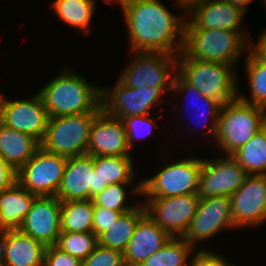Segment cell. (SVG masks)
<instances>
[{
    "label": "cell",
    "instance_id": "cell-13",
    "mask_svg": "<svg viewBox=\"0 0 266 266\" xmlns=\"http://www.w3.org/2000/svg\"><path fill=\"white\" fill-rule=\"evenodd\" d=\"M161 88H129L117 82L114 89H102V109L117 119L144 116L162 98ZM110 94V95H109Z\"/></svg>",
    "mask_w": 266,
    "mask_h": 266
},
{
    "label": "cell",
    "instance_id": "cell-31",
    "mask_svg": "<svg viewBox=\"0 0 266 266\" xmlns=\"http://www.w3.org/2000/svg\"><path fill=\"white\" fill-rule=\"evenodd\" d=\"M98 245V237L93 232H61L56 246L62 251L83 261Z\"/></svg>",
    "mask_w": 266,
    "mask_h": 266
},
{
    "label": "cell",
    "instance_id": "cell-10",
    "mask_svg": "<svg viewBox=\"0 0 266 266\" xmlns=\"http://www.w3.org/2000/svg\"><path fill=\"white\" fill-rule=\"evenodd\" d=\"M198 193L165 198H148L146 214L171 237H183L196 214Z\"/></svg>",
    "mask_w": 266,
    "mask_h": 266
},
{
    "label": "cell",
    "instance_id": "cell-17",
    "mask_svg": "<svg viewBox=\"0 0 266 266\" xmlns=\"http://www.w3.org/2000/svg\"><path fill=\"white\" fill-rule=\"evenodd\" d=\"M99 192L93 156L78 155L67 159L56 197L62 201L88 200Z\"/></svg>",
    "mask_w": 266,
    "mask_h": 266
},
{
    "label": "cell",
    "instance_id": "cell-40",
    "mask_svg": "<svg viewBox=\"0 0 266 266\" xmlns=\"http://www.w3.org/2000/svg\"><path fill=\"white\" fill-rule=\"evenodd\" d=\"M249 51H251L259 60L266 63V32L260 36L257 45L255 44L253 48L250 46Z\"/></svg>",
    "mask_w": 266,
    "mask_h": 266
},
{
    "label": "cell",
    "instance_id": "cell-35",
    "mask_svg": "<svg viewBox=\"0 0 266 266\" xmlns=\"http://www.w3.org/2000/svg\"><path fill=\"white\" fill-rule=\"evenodd\" d=\"M121 120L123 121L125 127L127 141L130 149L132 148L134 141L133 138L139 139L148 136L156 123V120L150 119L148 115L124 117Z\"/></svg>",
    "mask_w": 266,
    "mask_h": 266
},
{
    "label": "cell",
    "instance_id": "cell-45",
    "mask_svg": "<svg viewBox=\"0 0 266 266\" xmlns=\"http://www.w3.org/2000/svg\"><path fill=\"white\" fill-rule=\"evenodd\" d=\"M0 266H5V262L2 257H0Z\"/></svg>",
    "mask_w": 266,
    "mask_h": 266
},
{
    "label": "cell",
    "instance_id": "cell-39",
    "mask_svg": "<svg viewBox=\"0 0 266 266\" xmlns=\"http://www.w3.org/2000/svg\"><path fill=\"white\" fill-rule=\"evenodd\" d=\"M17 182V171L0 155V192Z\"/></svg>",
    "mask_w": 266,
    "mask_h": 266
},
{
    "label": "cell",
    "instance_id": "cell-20",
    "mask_svg": "<svg viewBox=\"0 0 266 266\" xmlns=\"http://www.w3.org/2000/svg\"><path fill=\"white\" fill-rule=\"evenodd\" d=\"M172 237L145 214L138 222L127 249L123 253L125 266H140L145 259L160 250Z\"/></svg>",
    "mask_w": 266,
    "mask_h": 266
},
{
    "label": "cell",
    "instance_id": "cell-12",
    "mask_svg": "<svg viewBox=\"0 0 266 266\" xmlns=\"http://www.w3.org/2000/svg\"><path fill=\"white\" fill-rule=\"evenodd\" d=\"M249 174L231 156L214 161L203 159L199 177L198 195L200 198L228 196L236 192L246 181Z\"/></svg>",
    "mask_w": 266,
    "mask_h": 266
},
{
    "label": "cell",
    "instance_id": "cell-38",
    "mask_svg": "<svg viewBox=\"0 0 266 266\" xmlns=\"http://www.w3.org/2000/svg\"><path fill=\"white\" fill-rule=\"evenodd\" d=\"M188 262L189 266H234L228 264L220 255L206 250H200Z\"/></svg>",
    "mask_w": 266,
    "mask_h": 266
},
{
    "label": "cell",
    "instance_id": "cell-36",
    "mask_svg": "<svg viewBox=\"0 0 266 266\" xmlns=\"http://www.w3.org/2000/svg\"><path fill=\"white\" fill-rule=\"evenodd\" d=\"M122 213L94 205L93 210V233L99 237L117 221Z\"/></svg>",
    "mask_w": 266,
    "mask_h": 266
},
{
    "label": "cell",
    "instance_id": "cell-3",
    "mask_svg": "<svg viewBox=\"0 0 266 266\" xmlns=\"http://www.w3.org/2000/svg\"><path fill=\"white\" fill-rule=\"evenodd\" d=\"M266 125V109L239 97L221 106L216 140L227 155H232Z\"/></svg>",
    "mask_w": 266,
    "mask_h": 266
},
{
    "label": "cell",
    "instance_id": "cell-9",
    "mask_svg": "<svg viewBox=\"0 0 266 266\" xmlns=\"http://www.w3.org/2000/svg\"><path fill=\"white\" fill-rule=\"evenodd\" d=\"M139 53L128 68H125L119 81L129 88L155 87L164 91L168 85V89L172 90L175 74L170 69L173 66L176 68V56L164 53Z\"/></svg>",
    "mask_w": 266,
    "mask_h": 266
},
{
    "label": "cell",
    "instance_id": "cell-29",
    "mask_svg": "<svg viewBox=\"0 0 266 266\" xmlns=\"http://www.w3.org/2000/svg\"><path fill=\"white\" fill-rule=\"evenodd\" d=\"M192 248L183 237H172L140 266H185Z\"/></svg>",
    "mask_w": 266,
    "mask_h": 266
},
{
    "label": "cell",
    "instance_id": "cell-44",
    "mask_svg": "<svg viewBox=\"0 0 266 266\" xmlns=\"http://www.w3.org/2000/svg\"><path fill=\"white\" fill-rule=\"evenodd\" d=\"M118 1V3L121 5V9L124 11L128 5L130 4L131 0H115ZM104 2H107L106 4L113 2V0H104Z\"/></svg>",
    "mask_w": 266,
    "mask_h": 266
},
{
    "label": "cell",
    "instance_id": "cell-32",
    "mask_svg": "<svg viewBox=\"0 0 266 266\" xmlns=\"http://www.w3.org/2000/svg\"><path fill=\"white\" fill-rule=\"evenodd\" d=\"M172 91L175 92H182L187 91L189 92L188 95H194L193 97L196 99H199L201 103H203L206 108L203 110V113L209 114L211 117L210 119L213 120L211 124V128H209V132L216 138V131H217V122L219 117V112L221 109V105L216 102L215 100H212L211 98L205 97L197 88H195L192 84L188 83L179 73L178 71L174 75L173 80V86ZM200 110V107L197 108V111ZM207 116L205 117V120H207Z\"/></svg>",
    "mask_w": 266,
    "mask_h": 266
},
{
    "label": "cell",
    "instance_id": "cell-26",
    "mask_svg": "<svg viewBox=\"0 0 266 266\" xmlns=\"http://www.w3.org/2000/svg\"><path fill=\"white\" fill-rule=\"evenodd\" d=\"M231 156L249 175H266V125Z\"/></svg>",
    "mask_w": 266,
    "mask_h": 266
},
{
    "label": "cell",
    "instance_id": "cell-25",
    "mask_svg": "<svg viewBox=\"0 0 266 266\" xmlns=\"http://www.w3.org/2000/svg\"><path fill=\"white\" fill-rule=\"evenodd\" d=\"M145 214V205L121 214L117 221L98 237V244L124 253L139 220Z\"/></svg>",
    "mask_w": 266,
    "mask_h": 266
},
{
    "label": "cell",
    "instance_id": "cell-18",
    "mask_svg": "<svg viewBox=\"0 0 266 266\" xmlns=\"http://www.w3.org/2000/svg\"><path fill=\"white\" fill-rule=\"evenodd\" d=\"M186 11L192 14L193 18L191 21L185 22L184 29H227L233 31H240L238 27H240L246 12L227 0H200L192 4Z\"/></svg>",
    "mask_w": 266,
    "mask_h": 266
},
{
    "label": "cell",
    "instance_id": "cell-4",
    "mask_svg": "<svg viewBox=\"0 0 266 266\" xmlns=\"http://www.w3.org/2000/svg\"><path fill=\"white\" fill-rule=\"evenodd\" d=\"M244 34L227 29H184L181 52L187 58L233 65L242 49L249 48L244 45Z\"/></svg>",
    "mask_w": 266,
    "mask_h": 266
},
{
    "label": "cell",
    "instance_id": "cell-21",
    "mask_svg": "<svg viewBox=\"0 0 266 266\" xmlns=\"http://www.w3.org/2000/svg\"><path fill=\"white\" fill-rule=\"evenodd\" d=\"M46 246L16 230H7L3 260L5 266H44Z\"/></svg>",
    "mask_w": 266,
    "mask_h": 266
},
{
    "label": "cell",
    "instance_id": "cell-33",
    "mask_svg": "<svg viewBox=\"0 0 266 266\" xmlns=\"http://www.w3.org/2000/svg\"><path fill=\"white\" fill-rule=\"evenodd\" d=\"M128 184H113L108 185L104 190L99 191L93 198V203L96 206H102L104 208L126 213L135 208L126 206V188ZM125 205V206H124Z\"/></svg>",
    "mask_w": 266,
    "mask_h": 266
},
{
    "label": "cell",
    "instance_id": "cell-42",
    "mask_svg": "<svg viewBox=\"0 0 266 266\" xmlns=\"http://www.w3.org/2000/svg\"><path fill=\"white\" fill-rule=\"evenodd\" d=\"M179 7H181V9L183 8L185 10V13H186V10L194 3L196 2H199L200 0H176Z\"/></svg>",
    "mask_w": 266,
    "mask_h": 266
},
{
    "label": "cell",
    "instance_id": "cell-16",
    "mask_svg": "<svg viewBox=\"0 0 266 266\" xmlns=\"http://www.w3.org/2000/svg\"><path fill=\"white\" fill-rule=\"evenodd\" d=\"M233 223L255 226L266 220V175H249L231 196Z\"/></svg>",
    "mask_w": 266,
    "mask_h": 266
},
{
    "label": "cell",
    "instance_id": "cell-5",
    "mask_svg": "<svg viewBox=\"0 0 266 266\" xmlns=\"http://www.w3.org/2000/svg\"><path fill=\"white\" fill-rule=\"evenodd\" d=\"M178 55V73L205 97L221 106L238 97L233 65L187 58L182 52Z\"/></svg>",
    "mask_w": 266,
    "mask_h": 266
},
{
    "label": "cell",
    "instance_id": "cell-15",
    "mask_svg": "<svg viewBox=\"0 0 266 266\" xmlns=\"http://www.w3.org/2000/svg\"><path fill=\"white\" fill-rule=\"evenodd\" d=\"M18 230L46 247L56 245L62 232L61 201L56 196H38Z\"/></svg>",
    "mask_w": 266,
    "mask_h": 266
},
{
    "label": "cell",
    "instance_id": "cell-14",
    "mask_svg": "<svg viewBox=\"0 0 266 266\" xmlns=\"http://www.w3.org/2000/svg\"><path fill=\"white\" fill-rule=\"evenodd\" d=\"M224 227H236L233 223L230 197L200 198L196 214L183 238L193 246L195 241L212 238L221 229H225Z\"/></svg>",
    "mask_w": 266,
    "mask_h": 266
},
{
    "label": "cell",
    "instance_id": "cell-30",
    "mask_svg": "<svg viewBox=\"0 0 266 266\" xmlns=\"http://www.w3.org/2000/svg\"><path fill=\"white\" fill-rule=\"evenodd\" d=\"M246 71L249 80L251 99H246L244 95L238 97L255 106L266 109V63L259 60L251 51L246 60Z\"/></svg>",
    "mask_w": 266,
    "mask_h": 266
},
{
    "label": "cell",
    "instance_id": "cell-34",
    "mask_svg": "<svg viewBox=\"0 0 266 266\" xmlns=\"http://www.w3.org/2000/svg\"><path fill=\"white\" fill-rule=\"evenodd\" d=\"M82 266H125L124 255L118 250L98 244L94 251L82 261Z\"/></svg>",
    "mask_w": 266,
    "mask_h": 266
},
{
    "label": "cell",
    "instance_id": "cell-7",
    "mask_svg": "<svg viewBox=\"0 0 266 266\" xmlns=\"http://www.w3.org/2000/svg\"><path fill=\"white\" fill-rule=\"evenodd\" d=\"M203 159L187 158L166 166L150 179L143 180L133 192L146 198L175 197L198 192Z\"/></svg>",
    "mask_w": 266,
    "mask_h": 266
},
{
    "label": "cell",
    "instance_id": "cell-43",
    "mask_svg": "<svg viewBox=\"0 0 266 266\" xmlns=\"http://www.w3.org/2000/svg\"><path fill=\"white\" fill-rule=\"evenodd\" d=\"M229 3L236 5L238 7H241L244 11H247V4L251 2L252 0H227Z\"/></svg>",
    "mask_w": 266,
    "mask_h": 266
},
{
    "label": "cell",
    "instance_id": "cell-1",
    "mask_svg": "<svg viewBox=\"0 0 266 266\" xmlns=\"http://www.w3.org/2000/svg\"><path fill=\"white\" fill-rule=\"evenodd\" d=\"M123 15L131 50L177 56L182 51L185 22L171 14L161 1L131 0ZM176 36H181L177 44Z\"/></svg>",
    "mask_w": 266,
    "mask_h": 266
},
{
    "label": "cell",
    "instance_id": "cell-19",
    "mask_svg": "<svg viewBox=\"0 0 266 266\" xmlns=\"http://www.w3.org/2000/svg\"><path fill=\"white\" fill-rule=\"evenodd\" d=\"M123 121L102 110L91 126L87 154L92 156L129 155Z\"/></svg>",
    "mask_w": 266,
    "mask_h": 266
},
{
    "label": "cell",
    "instance_id": "cell-27",
    "mask_svg": "<svg viewBox=\"0 0 266 266\" xmlns=\"http://www.w3.org/2000/svg\"><path fill=\"white\" fill-rule=\"evenodd\" d=\"M92 199L61 202V230L63 232H93Z\"/></svg>",
    "mask_w": 266,
    "mask_h": 266
},
{
    "label": "cell",
    "instance_id": "cell-2",
    "mask_svg": "<svg viewBox=\"0 0 266 266\" xmlns=\"http://www.w3.org/2000/svg\"><path fill=\"white\" fill-rule=\"evenodd\" d=\"M49 117L101 112L102 88L86 82L85 78L64 69L40 92Z\"/></svg>",
    "mask_w": 266,
    "mask_h": 266
},
{
    "label": "cell",
    "instance_id": "cell-28",
    "mask_svg": "<svg viewBox=\"0 0 266 266\" xmlns=\"http://www.w3.org/2000/svg\"><path fill=\"white\" fill-rule=\"evenodd\" d=\"M58 17L67 24L89 32V24L95 10L94 0H56L51 4Z\"/></svg>",
    "mask_w": 266,
    "mask_h": 266
},
{
    "label": "cell",
    "instance_id": "cell-6",
    "mask_svg": "<svg viewBox=\"0 0 266 266\" xmlns=\"http://www.w3.org/2000/svg\"><path fill=\"white\" fill-rule=\"evenodd\" d=\"M99 113L49 117L41 147L66 158L87 154L91 126Z\"/></svg>",
    "mask_w": 266,
    "mask_h": 266
},
{
    "label": "cell",
    "instance_id": "cell-37",
    "mask_svg": "<svg viewBox=\"0 0 266 266\" xmlns=\"http://www.w3.org/2000/svg\"><path fill=\"white\" fill-rule=\"evenodd\" d=\"M44 266H82V261L53 245L46 247Z\"/></svg>",
    "mask_w": 266,
    "mask_h": 266
},
{
    "label": "cell",
    "instance_id": "cell-23",
    "mask_svg": "<svg viewBox=\"0 0 266 266\" xmlns=\"http://www.w3.org/2000/svg\"><path fill=\"white\" fill-rule=\"evenodd\" d=\"M41 147L32 136L16 131L0 122V155L18 171Z\"/></svg>",
    "mask_w": 266,
    "mask_h": 266
},
{
    "label": "cell",
    "instance_id": "cell-8",
    "mask_svg": "<svg viewBox=\"0 0 266 266\" xmlns=\"http://www.w3.org/2000/svg\"><path fill=\"white\" fill-rule=\"evenodd\" d=\"M67 159L40 147L17 171V182L37 196H56Z\"/></svg>",
    "mask_w": 266,
    "mask_h": 266
},
{
    "label": "cell",
    "instance_id": "cell-41",
    "mask_svg": "<svg viewBox=\"0 0 266 266\" xmlns=\"http://www.w3.org/2000/svg\"><path fill=\"white\" fill-rule=\"evenodd\" d=\"M7 237V230L0 228V257H4L5 240Z\"/></svg>",
    "mask_w": 266,
    "mask_h": 266
},
{
    "label": "cell",
    "instance_id": "cell-24",
    "mask_svg": "<svg viewBox=\"0 0 266 266\" xmlns=\"http://www.w3.org/2000/svg\"><path fill=\"white\" fill-rule=\"evenodd\" d=\"M132 162L131 155L93 156L99 191L108 185L131 183L134 177Z\"/></svg>",
    "mask_w": 266,
    "mask_h": 266
},
{
    "label": "cell",
    "instance_id": "cell-11",
    "mask_svg": "<svg viewBox=\"0 0 266 266\" xmlns=\"http://www.w3.org/2000/svg\"><path fill=\"white\" fill-rule=\"evenodd\" d=\"M49 120L39 93L27 100H6L0 96V122L16 131L30 135L42 143Z\"/></svg>",
    "mask_w": 266,
    "mask_h": 266
},
{
    "label": "cell",
    "instance_id": "cell-22",
    "mask_svg": "<svg viewBox=\"0 0 266 266\" xmlns=\"http://www.w3.org/2000/svg\"><path fill=\"white\" fill-rule=\"evenodd\" d=\"M38 196L29 192L18 182L0 192V228L16 230L30 211Z\"/></svg>",
    "mask_w": 266,
    "mask_h": 266
}]
</instances>
